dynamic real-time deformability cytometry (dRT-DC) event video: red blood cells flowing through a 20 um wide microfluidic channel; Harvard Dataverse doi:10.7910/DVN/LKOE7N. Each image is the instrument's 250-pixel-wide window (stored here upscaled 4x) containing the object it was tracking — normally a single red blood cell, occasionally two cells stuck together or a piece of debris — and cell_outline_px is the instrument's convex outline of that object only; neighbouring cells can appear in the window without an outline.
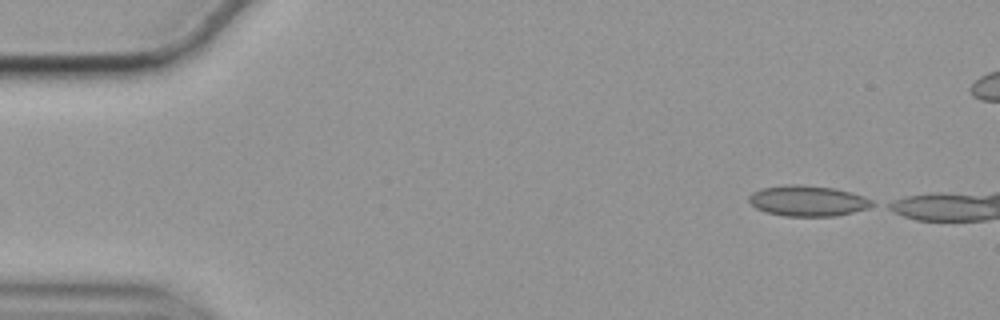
{"species": "common noctule bat (a hibernating species)", "species_latin": "Nyctalus noctula", "temperature_condition": "cold", "stored_images_in_passage": 10, "camera_frame_rate_fps": 3000, "um_per_image_px": 0.085, "animal": {"sex": "female", "body_mass_g": 19.9}, "frame": {"image": 1, "passage_image": 1, "time_ms": 0.0, "image_size_px": [1000, 320], "cell_outline_px": [[880, 204], [868, 208], [836, 216], [784, 216], [768, 212], [756, 208], [748, 200], [748, 196], [752, 192], [760, 188], [788, 184], [804, 184], [832, 188], [864, 196]], "centroid_in_image_um": [68.67, 17.06], "position_along_channel_um": 16.3, "area_um2": 22.14}}